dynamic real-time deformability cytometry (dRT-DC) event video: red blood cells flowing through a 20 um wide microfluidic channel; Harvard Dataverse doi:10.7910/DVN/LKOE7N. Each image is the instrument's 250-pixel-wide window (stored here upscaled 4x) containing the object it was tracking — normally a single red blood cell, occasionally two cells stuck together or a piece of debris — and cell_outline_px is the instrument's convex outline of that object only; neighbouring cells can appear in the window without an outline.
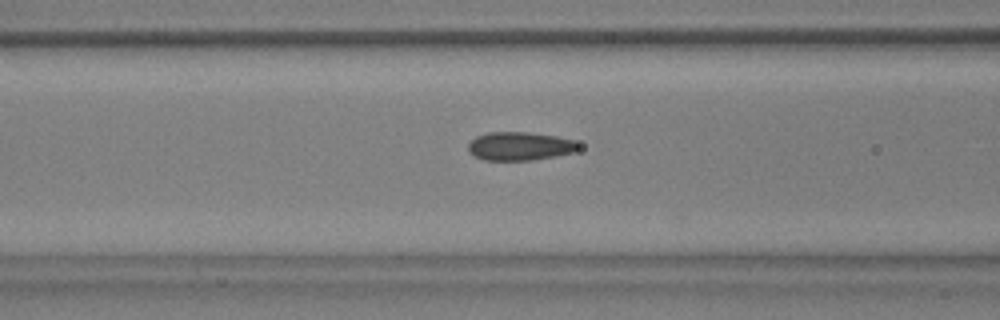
{"species": "common noctule bat (a hibernating species)", "species_latin": "Nyctalus noctula", "temperature_condition": "warm", "stored_images_in_passage": 35, "camera_frame_rate_fps": 3000, "um_per_image_px": 0.085, "animal": {"sex": "male", "body_mass_g": 17.9, "forearm_length_mm": 54.2}, "frame": {"image": 1, "passage_image": 6, "time_ms": 1.667, "image_size_px": [1000, 320], "cell_outline_px": [[580, 148], [572, 152], [556, 156], [532, 160], [484, 160], [468, 152], [468, 144], [476, 136], [488, 132], [528, 132], [556, 136], [572, 140], [580, 144]], "centroid_in_image_um": [44.17, 12.42], "position_along_channel_um": 122.4, "area_um2": 18.26}}
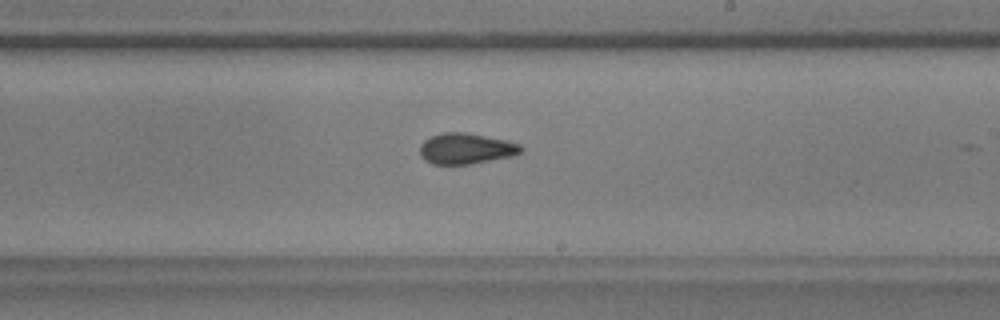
{"frame": {"image": 2, "passage_image": 16, "time_ms": 5.0, "image_size_px": [1000, 320], "cell_outline_px": [[524, 148], [520, 152], [512, 156], [468, 164], [432, 164], [424, 160], [420, 156], [420, 144], [424, 140], [440, 132], [464, 132], [508, 140], [520, 144]], "centroid_in_image_um": [39.59, 12.62], "position_along_channel_um": 249.4, "area_um2": 18.21}}
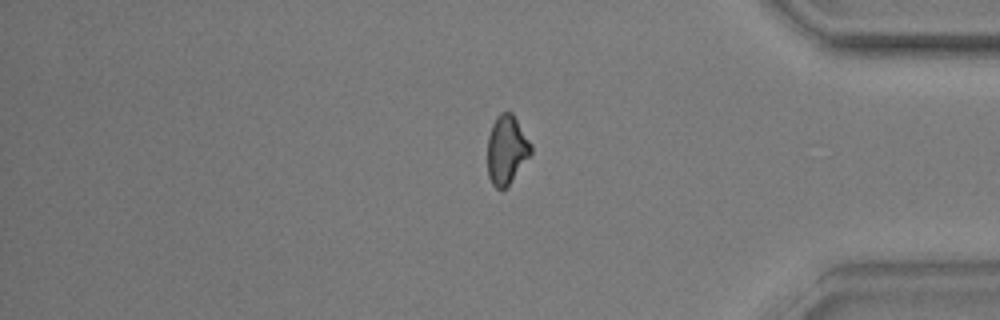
{"frame": {"image": 3, "passage_image": 29, "time_ms": 9.333, "image_size_px": [1000, 320], "cell_outline_px": [[532, 152], [508, 184], [500, 192], [492, 184], [488, 176], [488, 136], [492, 124], [496, 116], [500, 112], [512, 112], [532, 144]], "centroid_in_image_um": [43.05, 12.71], "position_along_channel_um": 392.2, "area_um2": 17.34}, "authors_computed_cell_mechanics": {"area_um2": 17.918, "velocity_mm_per_s": 3.8116, "shape_relaxation_time_tau1_ms": 8.7781, "shape_relaxation_time_tau2_ms": 1.6223, "deformation_change_tau1": 0.141, "deformation_change_tau2": 0.0493}}